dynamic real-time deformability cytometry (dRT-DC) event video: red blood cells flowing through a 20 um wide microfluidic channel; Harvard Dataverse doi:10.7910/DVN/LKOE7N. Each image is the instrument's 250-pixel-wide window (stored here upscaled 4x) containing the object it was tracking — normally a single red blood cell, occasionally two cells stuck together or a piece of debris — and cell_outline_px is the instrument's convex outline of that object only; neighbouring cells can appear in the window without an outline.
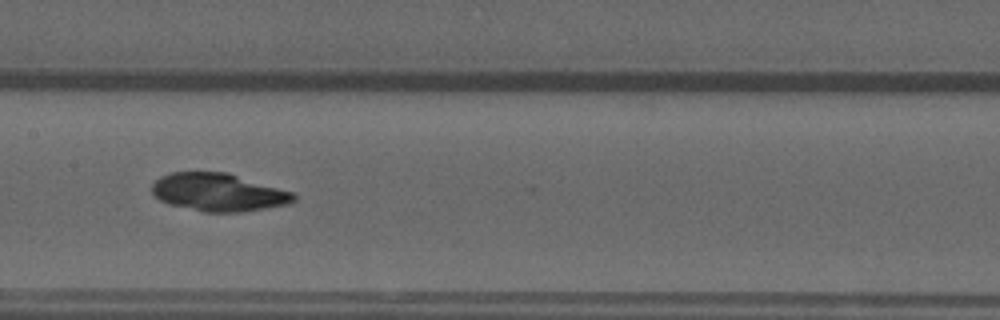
{"species": "common noctule bat (a hibernating species)", "species_latin": "Nyctalus noctula", "temperature_condition": "warm", "stored_images_in_passage": 45, "camera_frame_rate_fps": 3000, "um_per_image_px": 0.085, "animal": {"sex": "male", "forearm_length_mm": 52.5}, "frame": {"image": 1, "passage_image": 18, "time_ms": 5.667, "image_size_px": [1000, 320], "cell_outline_px": [[296, 200], [288, 204], [240, 212], [204, 212], [168, 204], [160, 200], [152, 192], [152, 184], [160, 176], [172, 172], [228, 172], [292, 192], [296, 196]], "centroid_in_image_um": [18.55, 16.34], "position_along_channel_um": 188.9, "area_um2": 31.21}}
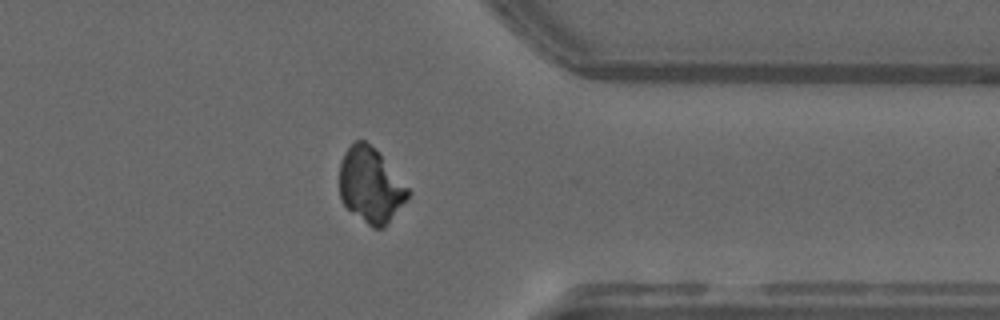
{"frame": {"image": 2, "passage_image": 34, "time_ms": 11.0, "image_size_px": [1000, 320], "cell_outline_px": [[408, 196], [384, 228], [372, 228], [352, 212], [340, 200], [340, 164], [344, 152], [356, 140], [364, 140], [376, 148], [408, 188]], "centroid_in_image_um": [31.47, 15.73], "position_along_channel_um": 379.9, "area_um2": 29.54}}
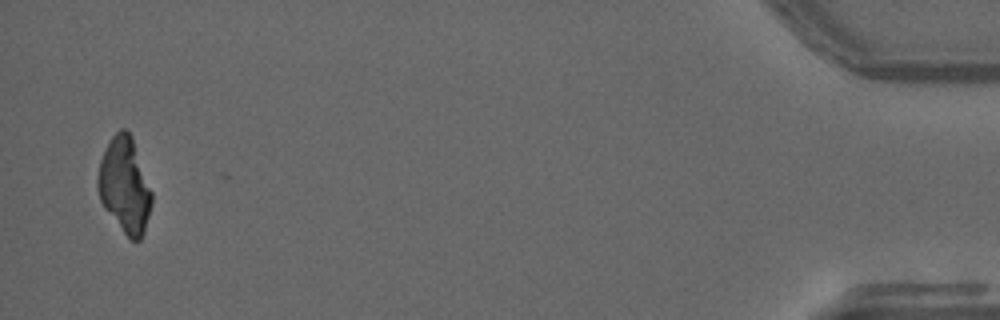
{"frame": {"image": 3, "passage_image": 44, "time_ms": 14.333, "image_size_px": [1000, 320], "cell_outline_px": [[152, 204], [144, 232], [140, 240], [132, 240], [124, 232], [104, 208], [100, 200], [96, 188], [96, 176], [100, 160], [112, 136], [120, 128], [124, 128], [132, 136], [152, 192]], "centroid_in_image_um": [10.58, 15.74], "position_along_channel_um": 424.6, "area_um2": 29.88}}